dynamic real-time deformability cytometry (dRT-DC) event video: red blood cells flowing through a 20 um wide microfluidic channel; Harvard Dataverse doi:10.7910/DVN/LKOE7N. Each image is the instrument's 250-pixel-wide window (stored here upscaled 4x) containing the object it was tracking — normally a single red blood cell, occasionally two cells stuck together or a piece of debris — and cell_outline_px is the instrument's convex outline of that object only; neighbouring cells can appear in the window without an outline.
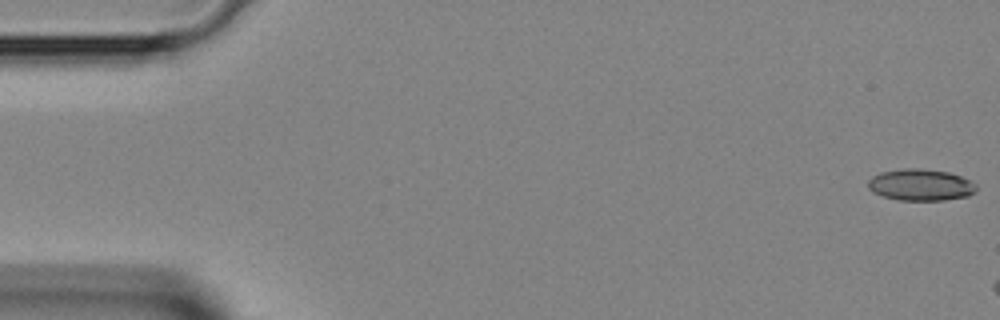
{"species": "Egyptian fruit bat (a non-hibernating species)", "species_latin": "Rousettus aegyptiacus", "temperature_condition": "room temperature", "stored_images_in_passage": 6, "camera_frame_rate_fps": 3000, "um_per_image_px": 0.085, "animal": {"sex": "female"}, "frame": {"image": 1, "passage_image": 1, "time_ms": 0.0, "image_size_px": [1000, 320], "cell_outline_px": [[976, 188], [968, 196], [944, 200], [900, 200], [884, 196], [872, 192], [868, 188], [868, 180], [872, 176], [880, 172], [900, 168], [920, 168], [948, 172], [972, 180], [976, 184]], "centroid_in_image_um": [78.23, 15.7], "position_along_channel_um": 6.8, "area_um2": 20.0}}